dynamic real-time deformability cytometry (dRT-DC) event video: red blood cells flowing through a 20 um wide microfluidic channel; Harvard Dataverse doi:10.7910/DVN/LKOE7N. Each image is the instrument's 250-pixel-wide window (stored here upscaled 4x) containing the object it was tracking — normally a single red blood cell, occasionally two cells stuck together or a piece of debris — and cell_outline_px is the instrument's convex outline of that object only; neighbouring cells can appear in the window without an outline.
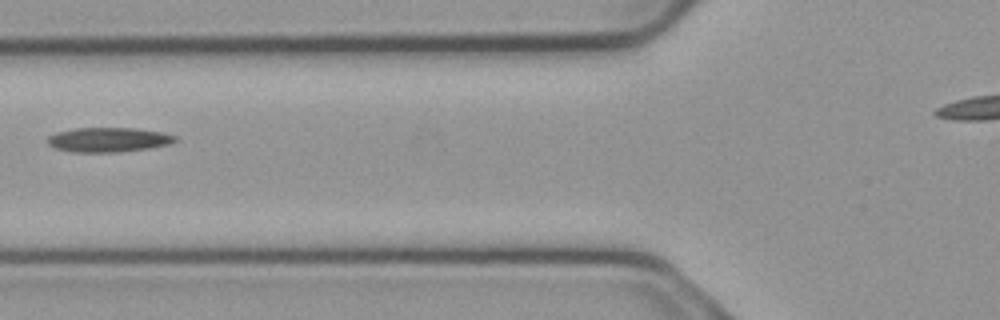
{"species": "common noctule bat (a hibernating species)", "species_latin": "Nyctalus noctula", "temperature_condition": "cold", "stored_images_in_passage": 4, "camera_frame_rate_fps": 3000, "um_per_image_px": 0.085, "animal": {"sex": "male", "body_mass_g": 23.1, "forearm_length_mm": 52.7}, "frame": {"image": 1, "passage_image": 3, "time_ms": 0.667, "image_size_px": [1000, 320], "cell_outline_px": [[176, 140], [172, 144], [148, 148], [116, 152], [72, 152], [56, 148], [48, 144], [48, 136], [56, 132], [76, 128], [132, 128], [164, 132], [176, 136]], "centroid_in_image_um": [9.23, 11.87], "position_along_channel_um": 116.6, "area_um2": 18.21}}
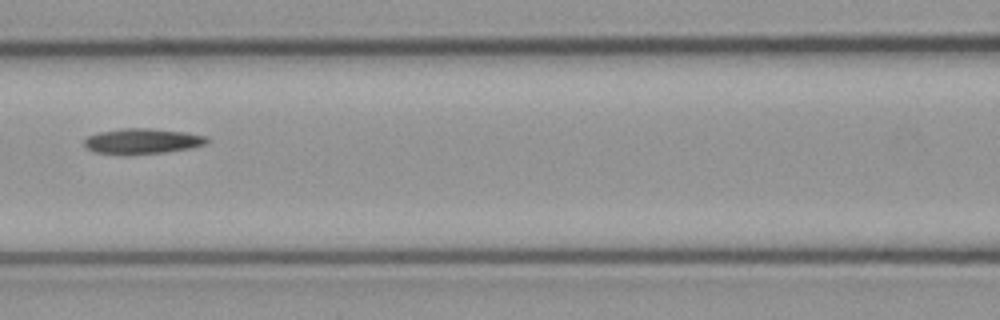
{"frame": {"image": 2, "passage_image": 4, "time_ms": 1.0, "image_size_px": [1000, 320], "cell_outline_px": [[208, 144], [192, 148], [164, 152], [128, 156], [120, 156], [96, 152], [88, 148], [84, 144], [84, 140], [88, 136], [100, 132], [120, 128], [152, 128], [184, 132], [204, 136], [208, 140]], "centroid_in_image_um": [12.08, 12.02], "position_along_channel_um": 154.5, "area_um2": 18.5}}